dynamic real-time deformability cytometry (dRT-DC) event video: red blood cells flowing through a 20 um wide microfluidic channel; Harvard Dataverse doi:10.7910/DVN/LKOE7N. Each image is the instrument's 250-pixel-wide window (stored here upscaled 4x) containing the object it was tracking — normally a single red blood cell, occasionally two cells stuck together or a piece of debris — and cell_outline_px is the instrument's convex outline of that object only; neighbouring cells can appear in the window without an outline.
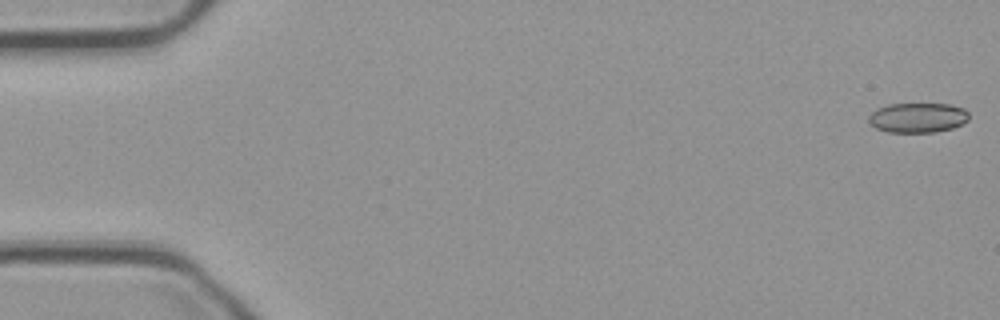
{"species": "common noctule bat (a hibernating species)", "species_latin": "Nyctalus noctula", "temperature_condition": "cold", "stored_images_in_passage": 55, "camera_frame_rate_fps": 3000, "um_per_image_px": 0.085, "animal": {"sex": "male", "body_mass_g": 23.1, "forearm_length_mm": 52.7}, "frame": {"image": 1, "passage_image": 1, "time_ms": 0.0, "image_size_px": [1000, 320], "cell_outline_px": [[968, 120], [952, 128], [936, 132], [888, 132], [876, 128], [868, 120], [868, 116], [876, 108], [888, 104], [952, 104], [964, 108], [968, 112]], "centroid_in_image_um": [78.0, 9.99], "position_along_channel_um": 7.0, "area_um2": 17.46}}
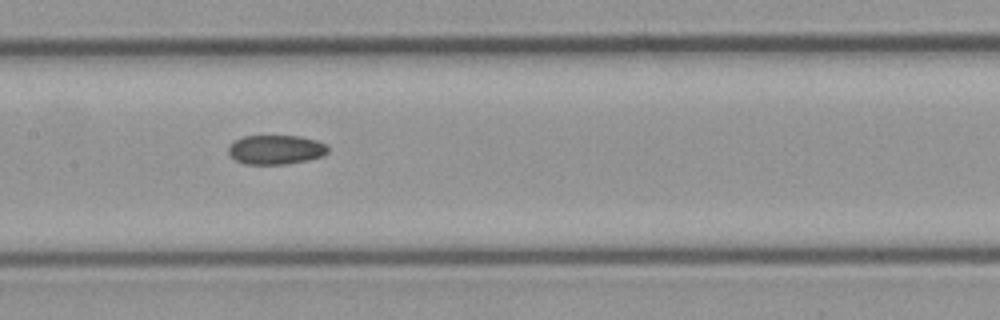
{"frame": {"image": 2, "passage_image": 27, "time_ms": 8.667, "image_size_px": [1000, 320], "cell_outline_px": [[328, 152], [324, 156], [308, 160], [288, 164], [244, 164], [236, 160], [228, 152], [228, 144], [244, 136], [300, 136], [316, 140], [328, 144]], "centroid_in_image_um": [23.47, 12.72], "position_along_channel_um": 183.9, "area_um2": 17.17}}
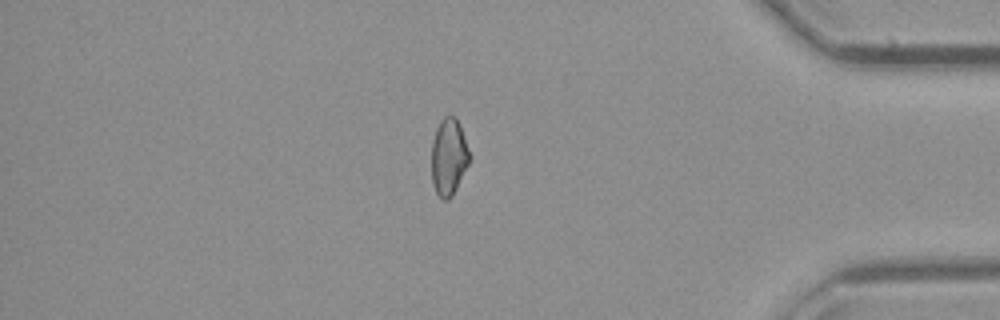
{"frame": {"image": 3, "passage_image": 47, "time_ms": 15.333, "image_size_px": [1000, 320], "cell_outline_px": [[472, 156], [452, 196], [448, 200], [444, 200], [436, 192], [432, 184], [432, 140], [436, 128], [440, 120], [444, 116], [456, 116], [460, 124]], "centroid_in_image_um": [38.15, 13.3], "position_along_channel_um": 397.0, "area_um2": 17.17}, "authors_computed_cell_mechanics": {"area_um2": 17.6868, "velocity_mm_per_s": 3.7251, "shape_relaxation_time_tau1_ms": null, "shape_relaxation_time_tau2_ms": 6.6782, "deformation_change_tau1": null, "deformation_change_tau2": 0.1014}}